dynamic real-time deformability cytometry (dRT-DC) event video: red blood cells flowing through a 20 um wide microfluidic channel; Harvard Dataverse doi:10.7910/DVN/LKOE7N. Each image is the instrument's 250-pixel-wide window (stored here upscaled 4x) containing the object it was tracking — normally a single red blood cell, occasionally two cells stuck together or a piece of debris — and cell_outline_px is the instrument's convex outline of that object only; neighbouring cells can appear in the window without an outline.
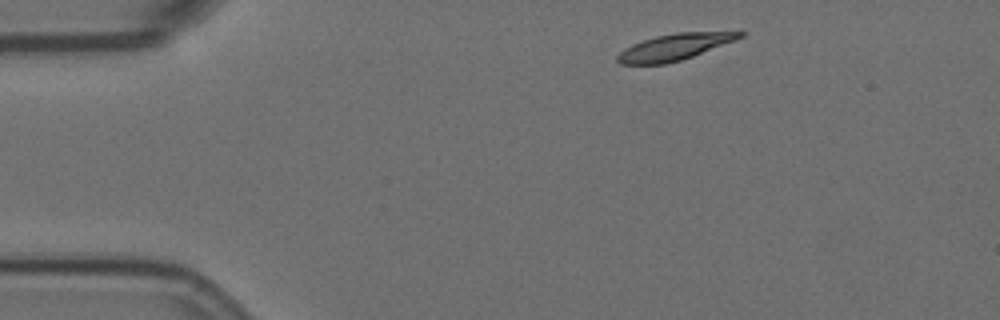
{"species": "Egyptian fruit bat (a non-hibernating species)", "species_latin": "Rousettus aegyptiacus", "temperature_condition": "room temperature", "stored_images_in_passage": 3, "camera_frame_rate_fps": 3000, "um_per_image_px": 0.085, "animal": {"sex": "female"}, "frame": {"image": 1, "passage_image": 1, "time_ms": 0.0, "image_size_px": [1000, 320], "cell_outline_px": [[744, 36], [692, 56], [680, 60], [664, 64], [620, 64], [616, 60], [616, 56], [624, 48], [632, 44], [656, 36], [676, 32], [740, 28], [744, 32]], "centroid_in_image_um": [57.45, 3.93], "position_along_channel_um": 27.5, "area_um2": 19.36}}